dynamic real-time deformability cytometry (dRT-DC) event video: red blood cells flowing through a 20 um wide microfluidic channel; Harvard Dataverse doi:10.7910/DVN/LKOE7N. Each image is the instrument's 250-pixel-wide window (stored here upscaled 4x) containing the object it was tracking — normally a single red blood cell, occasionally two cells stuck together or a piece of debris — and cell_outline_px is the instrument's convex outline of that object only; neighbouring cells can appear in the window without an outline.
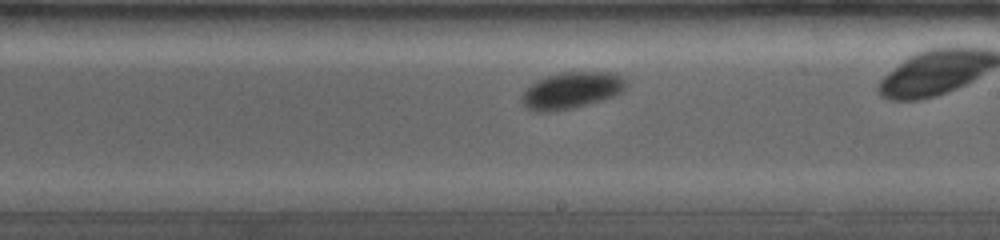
{"species": "common noctule bat (a hibernating species)", "species_latin": "Nyctalus noctula", "temperature_condition": "room temperature", "stored_images_in_passage": 11, "camera_frame_rate_fps": 4000, "um_per_image_px": 0.085, "animal": {"sex": "female", "body_mass_g": 19.0, "forearm_length_mm": 53.3}, "frame": {"image": 1, "passage_image": 10, "time_ms": 2.25, "image_size_px": [1000, 240], "cell_outline_px": [[628, 84], [620, 92], [612, 96], [600, 100], [572, 108], [552, 112], [532, 112], [524, 104], [524, 92], [532, 84], [548, 76], [564, 72], [616, 72], [624, 76], [628, 80]], "centroid_in_image_um": [48.65, 7.67], "position_along_channel_um": 240.4, "area_um2": 21.91}}